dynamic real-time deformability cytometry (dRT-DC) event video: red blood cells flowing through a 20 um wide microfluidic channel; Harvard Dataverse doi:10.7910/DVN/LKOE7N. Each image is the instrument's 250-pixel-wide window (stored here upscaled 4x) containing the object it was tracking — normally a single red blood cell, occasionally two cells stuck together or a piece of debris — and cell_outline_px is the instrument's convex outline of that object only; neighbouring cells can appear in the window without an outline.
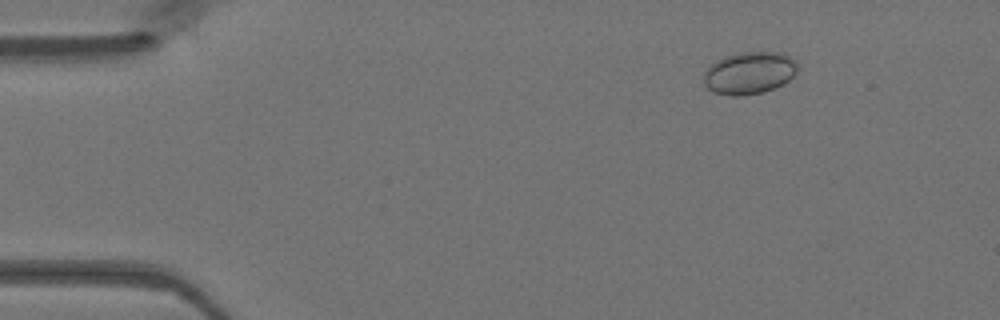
{"species": "Egyptian fruit bat (a non-hibernating species)", "species_latin": "Rousettus aegyptiacus", "temperature_condition": "warm", "stored_images_in_passage": 45, "camera_frame_rate_fps": 3000, "um_per_image_px": 0.085, "animal": {"sex": "female"}, "frame": {"image": 1, "passage_image": 7, "time_ms": 2.0, "image_size_px": [1000, 320], "cell_outline_px": [[796, 72], [788, 80], [764, 92], [740, 96], [732, 96], [712, 92], [704, 84], [704, 72], [716, 60], [724, 56], [740, 52], [780, 52], [796, 60]], "centroid_in_image_um": [63.66, 6.2], "position_along_channel_um": 21.3, "area_um2": 23.0}}
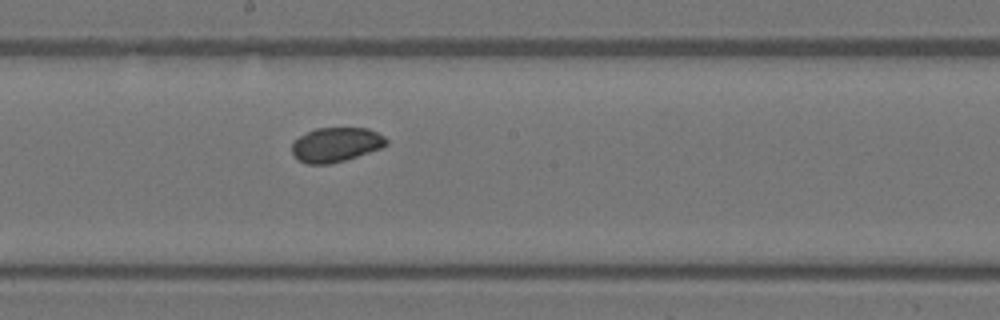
{"frame": {"image": 2, "passage_image": 27, "time_ms": 8.667, "image_size_px": [1000, 320], "cell_outline_px": [[388, 144], [380, 148], [344, 160], [328, 164], [308, 164], [296, 160], [292, 152], [292, 144], [300, 136], [316, 128], [368, 128], [384, 136], [388, 140]], "centroid_in_image_um": [28.54, 12.3], "position_along_channel_um": 219.7, "area_um2": 18.79}}
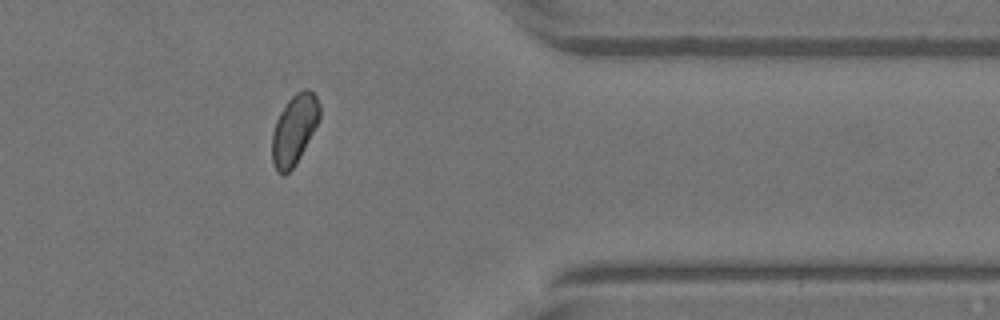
{"frame": {"image": 3, "passage_image": 40, "time_ms": 13.0, "image_size_px": [1000, 320], "cell_outline_px": [[320, 120], [296, 164], [284, 176], [280, 176], [276, 172], [272, 160], [272, 132], [276, 120], [280, 112], [288, 100], [296, 92], [304, 88], [308, 88], [316, 96], [320, 104]], "centroid_in_image_um": [25.01, 11.02], "position_along_channel_um": 386.4, "area_um2": 19.65}}